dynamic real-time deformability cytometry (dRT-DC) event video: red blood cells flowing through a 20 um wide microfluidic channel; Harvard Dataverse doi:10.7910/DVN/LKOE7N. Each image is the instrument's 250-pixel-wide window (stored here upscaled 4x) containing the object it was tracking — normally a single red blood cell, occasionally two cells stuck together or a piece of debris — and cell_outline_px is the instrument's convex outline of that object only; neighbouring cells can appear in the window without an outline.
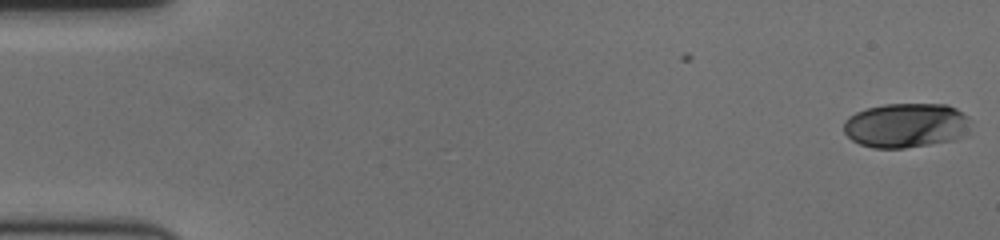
{"species": "human", "species_latin": "Homo sapiens", "temperature_condition": "cold", "stored_images_in_passage": 59, "camera_frame_rate_fps": 3000, "um_per_image_px": 0.085, "donor": {"sex": "female"}, "frame": {"image": 1, "passage_image": 1, "time_ms": 0.0, "image_size_px": [1000, 240], "cell_outline_px": [[968, 136], [956, 140], [904, 148], [872, 148], [860, 144], [852, 140], [844, 132], [844, 120], [848, 116], [856, 112], [868, 108], [884, 104], [944, 104], [956, 108], [968, 116]], "centroid_in_image_um": [77.03, 10.66], "position_along_channel_um": 8.0, "area_um2": 33.23}}
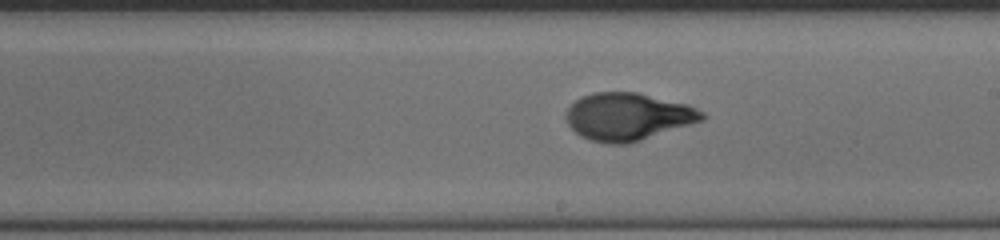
{"frame": {"image": 2, "passage_image": 34, "time_ms": 11.0, "image_size_px": [1000, 240], "cell_outline_px": [[708, 116], [704, 120], [628, 144], [608, 144], [592, 140], [580, 136], [568, 124], [564, 116], [568, 108], [580, 96], [592, 92], [636, 92], [688, 104], [704, 112]], "centroid_in_image_um": [53.38, 9.91], "position_along_channel_um": 235.6, "area_um2": 37.74}}
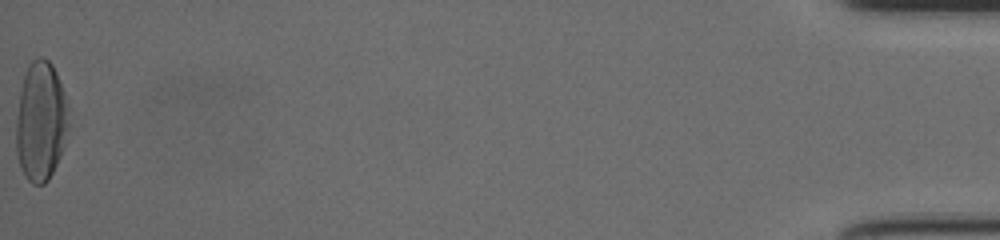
{"frame": {"image": 3, "passage_image": 59, "time_ms": 19.333, "image_size_px": [1000, 240], "cell_outline_px": [[68, 124], [60, 156], [48, 180], [44, 184], [32, 184], [24, 176], [20, 168], [16, 156], [16, 116], [20, 92], [24, 76], [28, 64], [36, 56], [44, 56], [52, 64], [56, 72], [64, 92], [68, 108]], "centroid_in_image_um": [3.44, 10.3], "position_along_channel_um": 431.8, "area_um2": 36.7}, "authors_computed_cell_mechanics": {"area_um2": 35.7782, "velocity_mm_per_s": 3.5761, "shape_relaxation_time_tau1_ms": 4.1435, "shape_relaxation_time_tau2_ms": 0.7856, "deformation_change_tau1": 0.203, "deformation_change_tau2": 0.0424}}